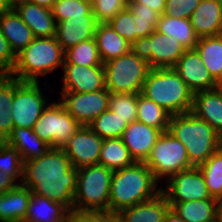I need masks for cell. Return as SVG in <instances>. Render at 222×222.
Segmentation results:
<instances>
[{
	"mask_svg": "<svg viewBox=\"0 0 222 222\" xmlns=\"http://www.w3.org/2000/svg\"><path fill=\"white\" fill-rule=\"evenodd\" d=\"M15 11L32 30L35 38L55 36L56 21L50 8L26 2L18 5Z\"/></svg>",
	"mask_w": 222,
	"mask_h": 222,
	"instance_id": "cell-20",
	"label": "cell"
},
{
	"mask_svg": "<svg viewBox=\"0 0 222 222\" xmlns=\"http://www.w3.org/2000/svg\"><path fill=\"white\" fill-rule=\"evenodd\" d=\"M99 164L118 171L135 163L121 138L104 139L99 156Z\"/></svg>",
	"mask_w": 222,
	"mask_h": 222,
	"instance_id": "cell-32",
	"label": "cell"
},
{
	"mask_svg": "<svg viewBox=\"0 0 222 222\" xmlns=\"http://www.w3.org/2000/svg\"><path fill=\"white\" fill-rule=\"evenodd\" d=\"M141 94L171 115L191 112L193 92L172 68H151Z\"/></svg>",
	"mask_w": 222,
	"mask_h": 222,
	"instance_id": "cell-4",
	"label": "cell"
},
{
	"mask_svg": "<svg viewBox=\"0 0 222 222\" xmlns=\"http://www.w3.org/2000/svg\"><path fill=\"white\" fill-rule=\"evenodd\" d=\"M11 9H15L18 5L28 2V0H6Z\"/></svg>",
	"mask_w": 222,
	"mask_h": 222,
	"instance_id": "cell-53",
	"label": "cell"
},
{
	"mask_svg": "<svg viewBox=\"0 0 222 222\" xmlns=\"http://www.w3.org/2000/svg\"><path fill=\"white\" fill-rule=\"evenodd\" d=\"M64 64L90 67L104 66L97 48L96 39L93 37L67 49L65 51Z\"/></svg>",
	"mask_w": 222,
	"mask_h": 222,
	"instance_id": "cell-34",
	"label": "cell"
},
{
	"mask_svg": "<svg viewBox=\"0 0 222 222\" xmlns=\"http://www.w3.org/2000/svg\"><path fill=\"white\" fill-rule=\"evenodd\" d=\"M69 212L70 210L60 202L32 194L26 219L32 222H60L69 216Z\"/></svg>",
	"mask_w": 222,
	"mask_h": 222,
	"instance_id": "cell-27",
	"label": "cell"
},
{
	"mask_svg": "<svg viewBox=\"0 0 222 222\" xmlns=\"http://www.w3.org/2000/svg\"><path fill=\"white\" fill-rule=\"evenodd\" d=\"M128 2H137L150 7L153 11L159 12L161 15L165 13L166 0H129Z\"/></svg>",
	"mask_w": 222,
	"mask_h": 222,
	"instance_id": "cell-47",
	"label": "cell"
},
{
	"mask_svg": "<svg viewBox=\"0 0 222 222\" xmlns=\"http://www.w3.org/2000/svg\"><path fill=\"white\" fill-rule=\"evenodd\" d=\"M170 205L160 192L152 199L136 204L119 212L124 222H163Z\"/></svg>",
	"mask_w": 222,
	"mask_h": 222,
	"instance_id": "cell-23",
	"label": "cell"
},
{
	"mask_svg": "<svg viewBox=\"0 0 222 222\" xmlns=\"http://www.w3.org/2000/svg\"><path fill=\"white\" fill-rule=\"evenodd\" d=\"M216 222H222V197L216 199Z\"/></svg>",
	"mask_w": 222,
	"mask_h": 222,
	"instance_id": "cell-51",
	"label": "cell"
},
{
	"mask_svg": "<svg viewBox=\"0 0 222 222\" xmlns=\"http://www.w3.org/2000/svg\"><path fill=\"white\" fill-rule=\"evenodd\" d=\"M155 30L176 39L186 49H195L199 40L190 24V20L187 18H177L162 14Z\"/></svg>",
	"mask_w": 222,
	"mask_h": 222,
	"instance_id": "cell-28",
	"label": "cell"
},
{
	"mask_svg": "<svg viewBox=\"0 0 222 222\" xmlns=\"http://www.w3.org/2000/svg\"><path fill=\"white\" fill-rule=\"evenodd\" d=\"M56 1L57 0H28V2L30 3H34V4L44 6L50 9L52 8V6L54 5Z\"/></svg>",
	"mask_w": 222,
	"mask_h": 222,
	"instance_id": "cell-50",
	"label": "cell"
},
{
	"mask_svg": "<svg viewBox=\"0 0 222 222\" xmlns=\"http://www.w3.org/2000/svg\"><path fill=\"white\" fill-rule=\"evenodd\" d=\"M56 23L69 18H83L89 15L93 9L92 5L84 0H57L51 8Z\"/></svg>",
	"mask_w": 222,
	"mask_h": 222,
	"instance_id": "cell-38",
	"label": "cell"
},
{
	"mask_svg": "<svg viewBox=\"0 0 222 222\" xmlns=\"http://www.w3.org/2000/svg\"><path fill=\"white\" fill-rule=\"evenodd\" d=\"M22 82L10 75L0 76V136L5 140L14 128L11 105L15 90Z\"/></svg>",
	"mask_w": 222,
	"mask_h": 222,
	"instance_id": "cell-31",
	"label": "cell"
},
{
	"mask_svg": "<svg viewBox=\"0 0 222 222\" xmlns=\"http://www.w3.org/2000/svg\"><path fill=\"white\" fill-rule=\"evenodd\" d=\"M191 112L222 136V98L216 89L194 93Z\"/></svg>",
	"mask_w": 222,
	"mask_h": 222,
	"instance_id": "cell-21",
	"label": "cell"
},
{
	"mask_svg": "<svg viewBox=\"0 0 222 222\" xmlns=\"http://www.w3.org/2000/svg\"><path fill=\"white\" fill-rule=\"evenodd\" d=\"M189 20L199 38L222 34V4L219 0H202Z\"/></svg>",
	"mask_w": 222,
	"mask_h": 222,
	"instance_id": "cell-19",
	"label": "cell"
},
{
	"mask_svg": "<svg viewBox=\"0 0 222 222\" xmlns=\"http://www.w3.org/2000/svg\"><path fill=\"white\" fill-rule=\"evenodd\" d=\"M164 131L134 121L125 129L121 139L135 162H145Z\"/></svg>",
	"mask_w": 222,
	"mask_h": 222,
	"instance_id": "cell-17",
	"label": "cell"
},
{
	"mask_svg": "<svg viewBox=\"0 0 222 222\" xmlns=\"http://www.w3.org/2000/svg\"><path fill=\"white\" fill-rule=\"evenodd\" d=\"M126 120L107 109L95 118L88 127L102 139L121 138L128 127Z\"/></svg>",
	"mask_w": 222,
	"mask_h": 222,
	"instance_id": "cell-35",
	"label": "cell"
},
{
	"mask_svg": "<svg viewBox=\"0 0 222 222\" xmlns=\"http://www.w3.org/2000/svg\"><path fill=\"white\" fill-rule=\"evenodd\" d=\"M78 170L62 148L50 147L41 157L23 162V186L36 194L73 209Z\"/></svg>",
	"mask_w": 222,
	"mask_h": 222,
	"instance_id": "cell-1",
	"label": "cell"
},
{
	"mask_svg": "<svg viewBox=\"0 0 222 222\" xmlns=\"http://www.w3.org/2000/svg\"><path fill=\"white\" fill-rule=\"evenodd\" d=\"M98 24L93 11L83 18H69L58 22L56 23V40L66 51L82 41L93 38Z\"/></svg>",
	"mask_w": 222,
	"mask_h": 222,
	"instance_id": "cell-18",
	"label": "cell"
},
{
	"mask_svg": "<svg viewBox=\"0 0 222 222\" xmlns=\"http://www.w3.org/2000/svg\"><path fill=\"white\" fill-rule=\"evenodd\" d=\"M186 48L176 39L154 30L131 44V51L145 60L150 68L173 67Z\"/></svg>",
	"mask_w": 222,
	"mask_h": 222,
	"instance_id": "cell-10",
	"label": "cell"
},
{
	"mask_svg": "<svg viewBox=\"0 0 222 222\" xmlns=\"http://www.w3.org/2000/svg\"><path fill=\"white\" fill-rule=\"evenodd\" d=\"M16 55L0 30V76H9L14 68Z\"/></svg>",
	"mask_w": 222,
	"mask_h": 222,
	"instance_id": "cell-44",
	"label": "cell"
},
{
	"mask_svg": "<svg viewBox=\"0 0 222 222\" xmlns=\"http://www.w3.org/2000/svg\"><path fill=\"white\" fill-rule=\"evenodd\" d=\"M94 38L103 64L131 51V43L120 36L109 23L98 24Z\"/></svg>",
	"mask_w": 222,
	"mask_h": 222,
	"instance_id": "cell-24",
	"label": "cell"
},
{
	"mask_svg": "<svg viewBox=\"0 0 222 222\" xmlns=\"http://www.w3.org/2000/svg\"><path fill=\"white\" fill-rule=\"evenodd\" d=\"M86 1L87 3L93 5L94 3H96L97 0H84Z\"/></svg>",
	"mask_w": 222,
	"mask_h": 222,
	"instance_id": "cell-56",
	"label": "cell"
},
{
	"mask_svg": "<svg viewBox=\"0 0 222 222\" xmlns=\"http://www.w3.org/2000/svg\"><path fill=\"white\" fill-rule=\"evenodd\" d=\"M168 203L185 222H216V199Z\"/></svg>",
	"mask_w": 222,
	"mask_h": 222,
	"instance_id": "cell-29",
	"label": "cell"
},
{
	"mask_svg": "<svg viewBox=\"0 0 222 222\" xmlns=\"http://www.w3.org/2000/svg\"><path fill=\"white\" fill-rule=\"evenodd\" d=\"M163 222H185V221L170 208L167 211L166 215L164 216Z\"/></svg>",
	"mask_w": 222,
	"mask_h": 222,
	"instance_id": "cell-48",
	"label": "cell"
},
{
	"mask_svg": "<svg viewBox=\"0 0 222 222\" xmlns=\"http://www.w3.org/2000/svg\"><path fill=\"white\" fill-rule=\"evenodd\" d=\"M104 222H124L119 213L104 211Z\"/></svg>",
	"mask_w": 222,
	"mask_h": 222,
	"instance_id": "cell-49",
	"label": "cell"
},
{
	"mask_svg": "<svg viewBox=\"0 0 222 222\" xmlns=\"http://www.w3.org/2000/svg\"><path fill=\"white\" fill-rule=\"evenodd\" d=\"M32 191L21 183L14 189L0 195V222H14L26 219Z\"/></svg>",
	"mask_w": 222,
	"mask_h": 222,
	"instance_id": "cell-26",
	"label": "cell"
},
{
	"mask_svg": "<svg viewBox=\"0 0 222 222\" xmlns=\"http://www.w3.org/2000/svg\"><path fill=\"white\" fill-rule=\"evenodd\" d=\"M103 140L88 126H82L62 146V150L70 159L72 166L78 170L98 164Z\"/></svg>",
	"mask_w": 222,
	"mask_h": 222,
	"instance_id": "cell-14",
	"label": "cell"
},
{
	"mask_svg": "<svg viewBox=\"0 0 222 222\" xmlns=\"http://www.w3.org/2000/svg\"><path fill=\"white\" fill-rule=\"evenodd\" d=\"M39 82H22L15 90L11 105L14 128L33 129L43 110L47 107Z\"/></svg>",
	"mask_w": 222,
	"mask_h": 222,
	"instance_id": "cell-11",
	"label": "cell"
},
{
	"mask_svg": "<svg viewBox=\"0 0 222 222\" xmlns=\"http://www.w3.org/2000/svg\"><path fill=\"white\" fill-rule=\"evenodd\" d=\"M158 181L144 162H135L129 167L114 171L111 178L109 212L119 213L161 192L156 189Z\"/></svg>",
	"mask_w": 222,
	"mask_h": 222,
	"instance_id": "cell-2",
	"label": "cell"
},
{
	"mask_svg": "<svg viewBox=\"0 0 222 222\" xmlns=\"http://www.w3.org/2000/svg\"><path fill=\"white\" fill-rule=\"evenodd\" d=\"M217 83H222V34L201 37L195 47Z\"/></svg>",
	"mask_w": 222,
	"mask_h": 222,
	"instance_id": "cell-30",
	"label": "cell"
},
{
	"mask_svg": "<svg viewBox=\"0 0 222 222\" xmlns=\"http://www.w3.org/2000/svg\"><path fill=\"white\" fill-rule=\"evenodd\" d=\"M112 174V170L99 163L78 169L73 209L109 212Z\"/></svg>",
	"mask_w": 222,
	"mask_h": 222,
	"instance_id": "cell-6",
	"label": "cell"
},
{
	"mask_svg": "<svg viewBox=\"0 0 222 222\" xmlns=\"http://www.w3.org/2000/svg\"><path fill=\"white\" fill-rule=\"evenodd\" d=\"M0 172L8 173L15 179H18L23 175V161L19 151L5 143L0 148Z\"/></svg>",
	"mask_w": 222,
	"mask_h": 222,
	"instance_id": "cell-40",
	"label": "cell"
},
{
	"mask_svg": "<svg viewBox=\"0 0 222 222\" xmlns=\"http://www.w3.org/2000/svg\"><path fill=\"white\" fill-rule=\"evenodd\" d=\"M81 127L82 125L68 113L59 101L47 105L35 122L33 130L50 147L62 148Z\"/></svg>",
	"mask_w": 222,
	"mask_h": 222,
	"instance_id": "cell-9",
	"label": "cell"
},
{
	"mask_svg": "<svg viewBox=\"0 0 222 222\" xmlns=\"http://www.w3.org/2000/svg\"><path fill=\"white\" fill-rule=\"evenodd\" d=\"M127 7L133 14L137 39L149 36L156 29L161 14L137 2H128Z\"/></svg>",
	"mask_w": 222,
	"mask_h": 222,
	"instance_id": "cell-37",
	"label": "cell"
},
{
	"mask_svg": "<svg viewBox=\"0 0 222 222\" xmlns=\"http://www.w3.org/2000/svg\"><path fill=\"white\" fill-rule=\"evenodd\" d=\"M62 92L87 93L106 89L104 66L63 64Z\"/></svg>",
	"mask_w": 222,
	"mask_h": 222,
	"instance_id": "cell-16",
	"label": "cell"
},
{
	"mask_svg": "<svg viewBox=\"0 0 222 222\" xmlns=\"http://www.w3.org/2000/svg\"><path fill=\"white\" fill-rule=\"evenodd\" d=\"M127 0H97L92 5L98 23H109L120 11L127 7Z\"/></svg>",
	"mask_w": 222,
	"mask_h": 222,
	"instance_id": "cell-42",
	"label": "cell"
},
{
	"mask_svg": "<svg viewBox=\"0 0 222 222\" xmlns=\"http://www.w3.org/2000/svg\"><path fill=\"white\" fill-rule=\"evenodd\" d=\"M103 65L105 85L110 93L140 94L151 69L145 60L132 51Z\"/></svg>",
	"mask_w": 222,
	"mask_h": 222,
	"instance_id": "cell-7",
	"label": "cell"
},
{
	"mask_svg": "<svg viewBox=\"0 0 222 222\" xmlns=\"http://www.w3.org/2000/svg\"><path fill=\"white\" fill-rule=\"evenodd\" d=\"M202 0H166V15L189 19Z\"/></svg>",
	"mask_w": 222,
	"mask_h": 222,
	"instance_id": "cell-43",
	"label": "cell"
},
{
	"mask_svg": "<svg viewBox=\"0 0 222 222\" xmlns=\"http://www.w3.org/2000/svg\"><path fill=\"white\" fill-rule=\"evenodd\" d=\"M111 27L129 43L137 40V32L133 14L130 9L126 7L120 11L110 22Z\"/></svg>",
	"mask_w": 222,
	"mask_h": 222,
	"instance_id": "cell-41",
	"label": "cell"
},
{
	"mask_svg": "<svg viewBox=\"0 0 222 222\" xmlns=\"http://www.w3.org/2000/svg\"><path fill=\"white\" fill-rule=\"evenodd\" d=\"M168 131L185 146L194 167L204 164L222 147V136L192 112L171 115Z\"/></svg>",
	"mask_w": 222,
	"mask_h": 222,
	"instance_id": "cell-3",
	"label": "cell"
},
{
	"mask_svg": "<svg viewBox=\"0 0 222 222\" xmlns=\"http://www.w3.org/2000/svg\"><path fill=\"white\" fill-rule=\"evenodd\" d=\"M11 8L7 4L6 0H0V17L8 12Z\"/></svg>",
	"mask_w": 222,
	"mask_h": 222,
	"instance_id": "cell-52",
	"label": "cell"
},
{
	"mask_svg": "<svg viewBox=\"0 0 222 222\" xmlns=\"http://www.w3.org/2000/svg\"><path fill=\"white\" fill-rule=\"evenodd\" d=\"M6 143V140L0 136V148Z\"/></svg>",
	"mask_w": 222,
	"mask_h": 222,
	"instance_id": "cell-55",
	"label": "cell"
},
{
	"mask_svg": "<svg viewBox=\"0 0 222 222\" xmlns=\"http://www.w3.org/2000/svg\"><path fill=\"white\" fill-rule=\"evenodd\" d=\"M172 68L193 93L212 90L218 85L196 49H186Z\"/></svg>",
	"mask_w": 222,
	"mask_h": 222,
	"instance_id": "cell-15",
	"label": "cell"
},
{
	"mask_svg": "<svg viewBox=\"0 0 222 222\" xmlns=\"http://www.w3.org/2000/svg\"><path fill=\"white\" fill-rule=\"evenodd\" d=\"M211 197H222V147L199 166Z\"/></svg>",
	"mask_w": 222,
	"mask_h": 222,
	"instance_id": "cell-36",
	"label": "cell"
},
{
	"mask_svg": "<svg viewBox=\"0 0 222 222\" xmlns=\"http://www.w3.org/2000/svg\"><path fill=\"white\" fill-rule=\"evenodd\" d=\"M167 181V188H161V192L168 202L216 199L209 194L199 167L193 166L175 173Z\"/></svg>",
	"mask_w": 222,
	"mask_h": 222,
	"instance_id": "cell-12",
	"label": "cell"
},
{
	"mask_svg": "<svg viewBox=\"0 0 222 222\" xmlns=\"http://www.w3.org/2000/svg\"><path fill=\"white\" fill-rule=\"evenodd\" d=\"M14 222H32V221H29V220H27V219H19V220L14 221Z\"/></svg>",
	"mask_w": 222,
	"mask_h": 222,
	"instance_id": "cell-57",
	"label": "cell"
},
{
	"mask_svg": "<svg viewBox=\"0 0 222 222\" xmlns=\"http://www.w3.org/2000/svg\"><path fill=\"white\" fill-rule=\"evenodd\" d=\"M60 222H69V216L65 220H62Z\"/></svg>",
	"mask_w": 222,
	"mask_h": 222,
	"instance_id": "cell-58",
	"label": "cell"
},
{
	"mask_svg": "<svg viewBox=\"0 0 222 222\" xmlns=\"http://www.w3.org/2000/svg\"><path fill=\"white\" fill-rule=\"evenodd\" d=\"M0 30L15 55L35 39L32 30L21 20L15 9H10L0 17Z\"/></svg>",
	"mask_w": 222,
	"mask_h": 222,
	"instance_id": "cell-22",
	"label": "cell"
},
{
	"mask_svg": "<svg viewBox=\"0 0 222 222\" xmlns=\"http://www.w3.org/2000/svg\"><path fill=\"white\" fill-rule=\"evenodd\" d=\"M215 89L220 93L221 98H222V83H218Z\"/></svg>",
	"mask_w": 222,
	"mask_h": 222,
	"instance_id": "cell-54",
	"label": "cell"
},
{
	"mask_svg": "<svg viewBox=\"0 0 222 222\" xmlns=\"http://www.w3.org/2000/svg\"><path fill=\"white\" fill-rule=\"evenodd\" d=\"M61 93L60 102L82 126H88L101 113L109 109L110 92L107 89L87 93Z\"/></svg>",
	"mask_w": 222,
	"mask_h": 222,
	"instance_id": "cell-13",
	"label": "cell"
},
{
	"mask_svg": "<svg viewBox=\"0 0 222 222\" xmlns=\"http://www.w3.org/2000/svg\"><path fill=\"white\" fill-rule=\"evenodd\" d=\"M109 109L131 124L137 119V94L110 93Z\"/></svg>",
	"mask_w": 222,
	"mask_h": 222,
	"instance_id": "cell-39",
	"label": "cell"
},
{
	"mask_svg": "<svg viewBox=\"0 0 222 222\" xmlns=\"http://www.w3.org/2000/svg\"><path fill=\"white\" fill-rule=\"evenodd\" d=\"M144 163L157 181L163 176L169 179L175 173L193 167L185 146L169 131L161 134Z\"/></svg>",
	"mask_w": 222,
	"mask_h": 222,
	"instance_id": "cell-8",
	"label": "cell"
},
{
	"mask_svg": "<svg viewBox=\"0 0 222 222\" xmlns=\"http://www.w3.org/2000/svg\"><path fill=\"white\" fill-rule=\"evenodd\" d=\"M65 51L56 37L35 38L16 55L10 76L23 82H38V76L53 72L64 64Z\"/></svg>",
	"mask_w": 222,
	"mask_h": 222,
	"instance_id": "cell-5",
	"label": "cell"
},
{
	"mask_svg": "<svg viewBox=\"0 0 222 222\" xmlns=\"http://www.w3.org/2000/svg\"><path fill=\"white\" fill-rule=\"evenodd\" d=\"M171 114L144 95L137 94L136 121L148 126L168 131Z\"/></svg>",
	"mask_w": 222,
	"mask_h": 222,
	"instance_id": "cell-33",
	"label": "cell"
},
{
	"mask_svg": "<svg viewBox=\"0 0 222 222\" xmlns=\"http://www.w3.org/2000/svg\"><path fill=\"white\" fill-rule=\"evenodd\" d=\"M15 181L16 179L12 175L0 172V195L16 188L19 183L16 184Z\"/></svg>",
	"mask_w": 222,
	"mask_h": 222,
	"instance_id": "cell-46",
	"label": "cell"
},
{
	"mask_svg": "<svg viewBox=\"0 0 222 222\" xmlns=\"http://www.w3.org/2000/svg\"><path fill=\"white\" fill-rule=\"evenodd\" d=\"M69 222H104V211L72 209Z\"/></svg>",
	"mask_w": 222,
	"mask_h": 222,
	"instance_id": "cell-45",
	"label": "cell"
},
{
	"mask_svg": "<svg viewBox=\"0 0 222 222\" xmlns=\"http://www.w3.org/2000/svg\"><path fill=\"white\" fill-rule=\"evenodd\" d=\"M6 143L19 151L23 162L43 156L50 148L33 129L23 127L13 128Z\"/></svg>",
	"mask_w": 222,
	"mask_h": 222,
	"instance_id": "cell-25",
	"label": "cell"
}]
</instances>
